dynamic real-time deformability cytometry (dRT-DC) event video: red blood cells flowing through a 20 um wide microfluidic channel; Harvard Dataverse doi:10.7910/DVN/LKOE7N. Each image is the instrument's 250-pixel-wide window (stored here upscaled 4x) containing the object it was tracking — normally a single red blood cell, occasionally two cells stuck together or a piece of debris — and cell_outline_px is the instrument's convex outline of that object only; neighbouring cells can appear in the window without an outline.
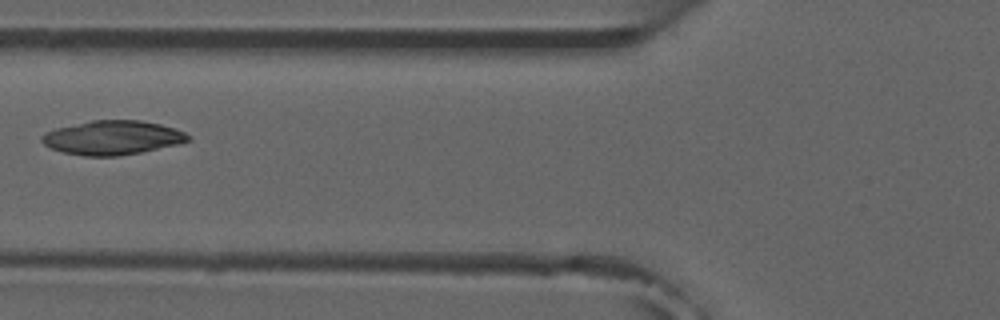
{"species": "common noctule bat (a hibernating species)", "species_latin": "Nyctalus noctula", "temperature_condition": "room temperature", "stored_images_in_passage": 4, "camera_frame_rate_fps": 3000, "um_per_image_px": 0.085, "animal": {"sex": "male", "forearm_length_mm": 52.5}, "frame": {"image": 1, "passage_image": 4, "time_ms": 3.667, "image_size_px": [1000, 320], "cell_outline_px": [[192, 140], [176, 144], [140, 152], [116, 156], [84, 156], [64, 152], [52, 148], [44, 144], [40, 140], [40, 136], [44, 132], [56, 128], [92, 120], [140, 120], [160, 124], [176, 128], [192, 136]], "centroid_in_image_um": [9.56, 11.69], "position_along_channel_um": 116.2, "area_um2": 29.02}}